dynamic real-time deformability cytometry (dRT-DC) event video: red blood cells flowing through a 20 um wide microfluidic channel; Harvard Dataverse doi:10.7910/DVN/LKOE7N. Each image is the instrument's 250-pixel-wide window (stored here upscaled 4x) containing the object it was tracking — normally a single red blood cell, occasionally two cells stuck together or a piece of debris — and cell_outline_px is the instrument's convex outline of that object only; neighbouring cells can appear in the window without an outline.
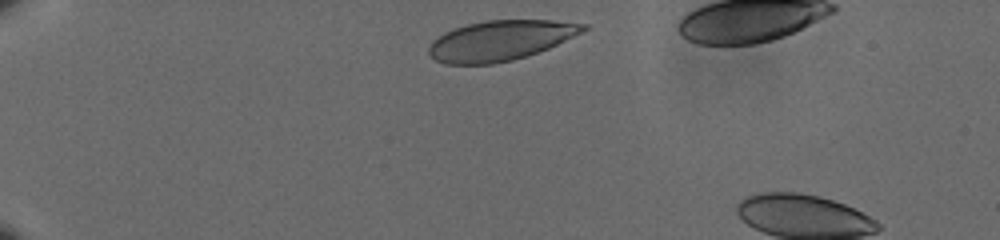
{"species": "human", "species_latin": "Homo sapiens", "temperature_condition": "cold", "stored_images_in_passage": 7, "camera_frame_rate_fps": 3000, "um_per_image_px": 0.085, "donor": {"sex": "male"}, "frame": {"image": 1, "passage_image": 2, "time_ms": 0.333, "image_size_px": [1000, 240], "cell_outline_px": [[588, 28], [548, 48], [528, 56], [512, 60], [492, 64], [444, 64], [436, 60], [428, 52], [428, 48], [432, 40], [444, 32], [452, 28], [484, 20], [552, 20], [588, 24]], "centroid_in_image_um": [42.48, 3.44], "position_along_channel_um": 42.5, "area_um2": 35.95}}